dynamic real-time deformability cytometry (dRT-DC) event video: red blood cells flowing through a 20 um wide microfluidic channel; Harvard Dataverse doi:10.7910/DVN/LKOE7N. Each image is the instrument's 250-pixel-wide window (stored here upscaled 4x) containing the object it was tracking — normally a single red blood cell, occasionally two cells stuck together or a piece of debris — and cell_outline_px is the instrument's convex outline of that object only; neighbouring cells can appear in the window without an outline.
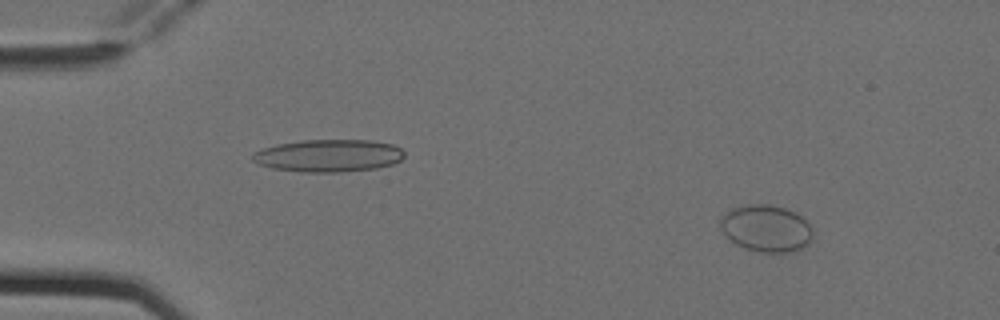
{"species": "Egyptian fruit bat (a non-hibernating species)", "species_latin": "Rousettus aegyptiacus", "temperature_condition": "cold", "stored_images_in_passage": 5, "camera_frame_rate_fps": 3000, "um_per_image_px": 0.085, "animal": {"sex": "female"}, "frame": {"image": 1, "passage_image": 1, "time_ms": 0.0, "image_size_px": [1000, 320], "cell_outline_px": [[812, 240], [808, 244], [800, 248], [784, 252], [760, 252], [744, 248], [736, 244], [724, 236], [720, 228], [720, 220], [732, 208], [744, 204], [772, 204], [796, 212], [812, 228]], "centroid_in_image_um": [65.1, 19.4], "position_along_channel_um": 19.9, "area_um2": 25.26}}
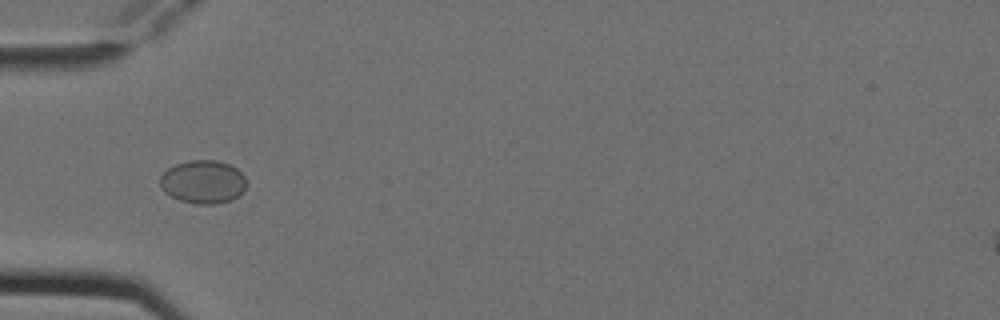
{"frame": {"image": 2, "passage_image": 4, "time_ms": 1.0, "image_size_px": [1000, 320], "cell_outline_px": [[244, 192], [232, 200], [216, 204], [196, 204], [180, 200], [164, 192], [160, 188], [160, 176], [168, 168], [176, 164], [188, 160], [216, 160], [228, 164], [236, 168], [244, 176]], "centroid_in_image_um": [17.24, 15.46], "position_along_channel_um": 67.8, "area_um2": 21.79}}
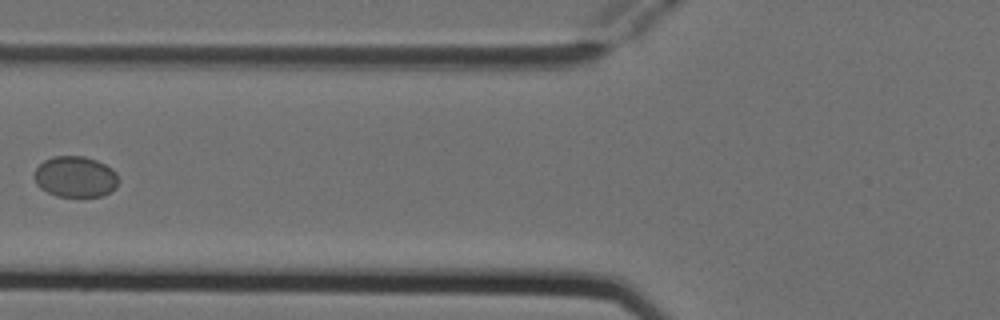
{"frame": {"image": 3, "passage_image": 5, "time_ms": 1.333, "image_size_px": [1000, 320], "cell_outline_px": [[120, 180], [116, 188], [100, 196], [56, 196], [40, 188], [36, 184], [36, 168], [44, 160], [52, 156], [84, 156], [96, 160], [112, 168], [116, 172]], "centroid_in_image_um": [6.43, 15.01], "position_along_channel_um": 119.4, "area_um2": 20.06}}